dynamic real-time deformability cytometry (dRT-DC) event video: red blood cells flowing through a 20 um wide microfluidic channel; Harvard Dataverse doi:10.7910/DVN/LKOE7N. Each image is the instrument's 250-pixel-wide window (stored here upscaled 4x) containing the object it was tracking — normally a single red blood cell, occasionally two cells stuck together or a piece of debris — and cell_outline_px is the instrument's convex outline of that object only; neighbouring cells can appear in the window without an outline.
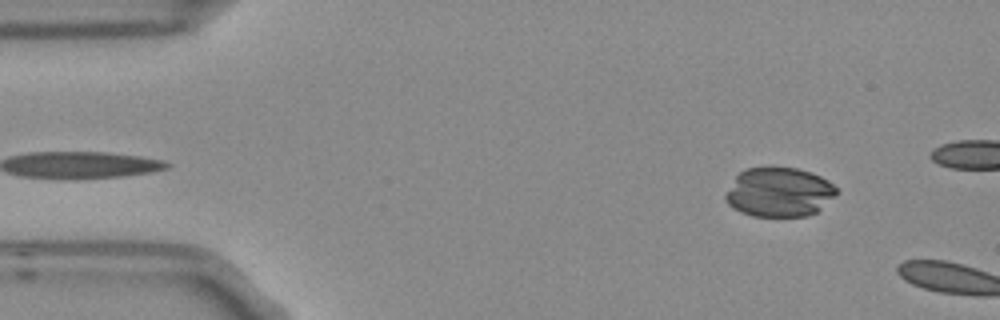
{"species": "Egyptian fruit bat (a non-hibernating species)", "species_latin": "Rousettus aegyptiacus", "temperature_condition": "room temperature", "stored_images_in_passage": 3, "segment_of_instrument_passage": [2, 2], "camera_frame_rate_fps": 3000, "um_per_image_px": 0.085, "frame": {"image": 1, "passage_image": 3, "time_ms": 0.667, "image_size_px": [1000, 320], "cell_outline_px": [[840, 192], [836, 196], [816, 212], [808, 216], [752, 216], [740, 212], [732, 208], [724, 200], [724, 196], [736, 176], [744, 168], [768, 164], [772, 164], [796, 168], [812, 172], [828, 180]], "centroid_in_image_um": [66.21, 16.29], "position_along_channel_um": 18.8, "area_um2": 32.83}}